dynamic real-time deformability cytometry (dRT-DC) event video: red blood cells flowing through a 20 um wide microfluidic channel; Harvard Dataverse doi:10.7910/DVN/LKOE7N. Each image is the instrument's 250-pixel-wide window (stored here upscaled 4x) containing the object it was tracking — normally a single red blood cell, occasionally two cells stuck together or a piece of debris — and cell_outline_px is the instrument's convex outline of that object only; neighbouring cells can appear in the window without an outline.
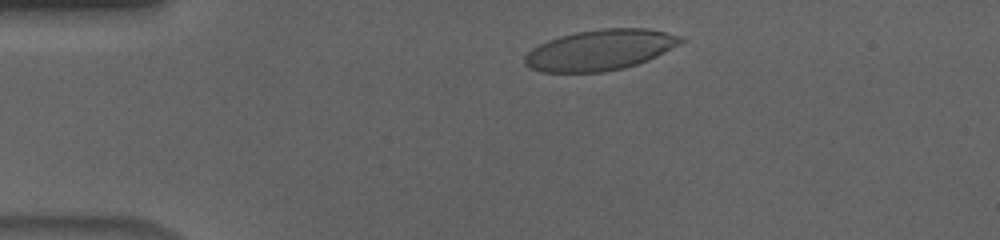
{"species": "human", "species_latin": "Homo sapiens", "temperature_condition": "cold", "stored_images_in_passage": 41, "camera_frame_rate_fps": 3000, "um_per_image_px": 0.085, "donor": {"sex": "male"}, "frame": {"image": 1, "passage_image": 5, "time_ms": 1.333, "image_size_px": [1000, 240], "cell_outline_px": [[684, 40], [680, 44], [648, 60], [624, 68], [604, 72], [540, 72], [528, 68], [524, 64], [524, 56], [532, 48], [548, 40], [560, 36], [576, 32], [600, 28], [648, 28], [684, 36]], "centroid_in_image_um": [51.0, 4.25], "position_along_channel_um": 34.0, "area_um2": 37.17}}
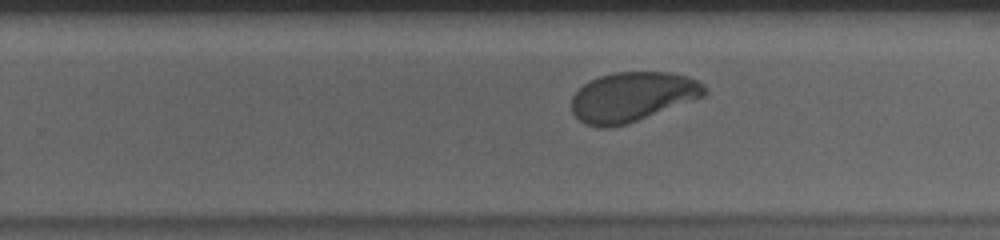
{"frame": {"image": 2, "passage_image": 29, "time_ms": 9.333, "image_size_px": [1000, 240], "cell_outline_px": [[708, 92], [704, 96], [636, 120], [624, 124], [608, 128], [596, 128], [584, 124], [572, 112], [572, 96], [584, 84], [600, 76], [616, 72], [668, 72], [688, 76], [696, 80], [708, 88]], "centroid_in_image_um": [53.74, 8.23], "position_along_channel_um": 276.1, "area_um2": 38.03}}
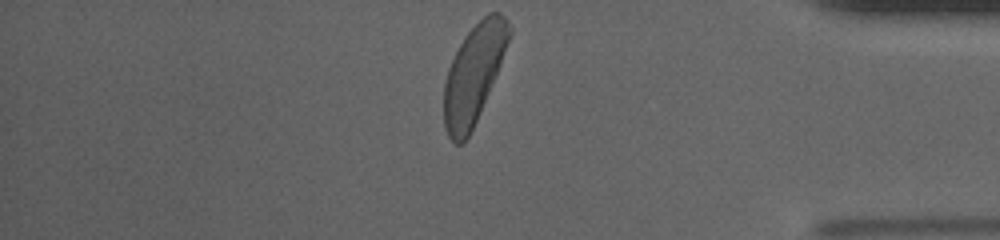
{"frame": {"image": 3, "passage_image": 41, "time_ms": 13.333, "image_size_px": [1000, 240], "cell_outline_px": [[512, 32], [500, 64], [492, 84], [476, 120], [468, 136], [460, 144], [456, 144], [448, 136], [444, 128], [444, 84], [448, 68], [464, 36], [488, 12], [500, 12], [508, 20], [512, 28]], "centroid_in_image_um": [40.27, 6.26], "position_along_channel_um": 394.9, "area_um2": 36.76}, "authors_computed_cell_mechanics": {"area_um2": 38.6682, "velocity_mm_per_s": 3.6357, "shape_relaxation_time_tau1_ms": 3.3662, "shape_relaxation_time_tau2_ms": null, "deformation_change_tau1": 0.1459, "deformation_change_tau2": null}}